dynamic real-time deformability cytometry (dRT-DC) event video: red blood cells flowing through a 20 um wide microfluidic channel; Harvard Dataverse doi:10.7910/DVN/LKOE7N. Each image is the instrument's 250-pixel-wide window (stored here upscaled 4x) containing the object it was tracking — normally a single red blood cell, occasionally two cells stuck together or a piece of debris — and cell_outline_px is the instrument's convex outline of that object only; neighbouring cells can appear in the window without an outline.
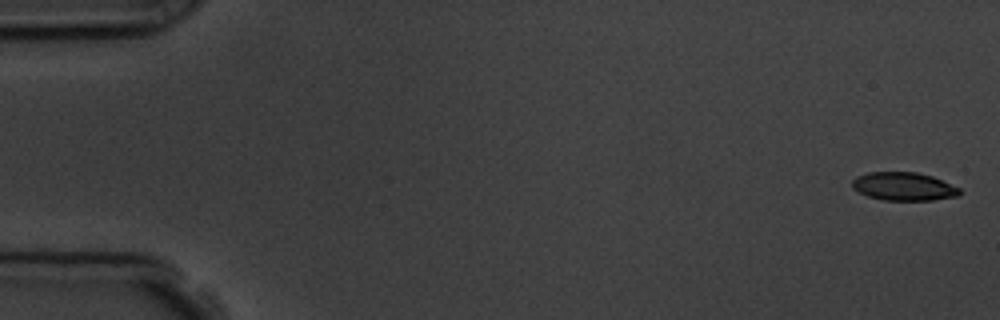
{"species": "common noctule bat (a hibernating species)", "species_latin": "Nyctalus noctula", "temperature_condition": "room temperature", "stored_images_in_passage": 5, "camera_frame_rate_fps": 3000, "um_per_image_px": 0.085, "animal": {"sex": "male", "body_mass_g": 19.5, "forearm_length_mm": 54.6}, "frame": {"image": 1, "passage_image": 1, "time_ms": 0.0, "image_size_px": [1000, 320], "cell_outline_px": [[960, 196], [932, 200], [884, 200], [868, 196], [852, 188], [852, 180], [856, 176], [868, 172], [916, 172], [932, 176], [960, 188]], "centroid_in_image_um": [76.81, 15.84], "position_along_channel_um": 8.2, "area_um2": 17.69}}
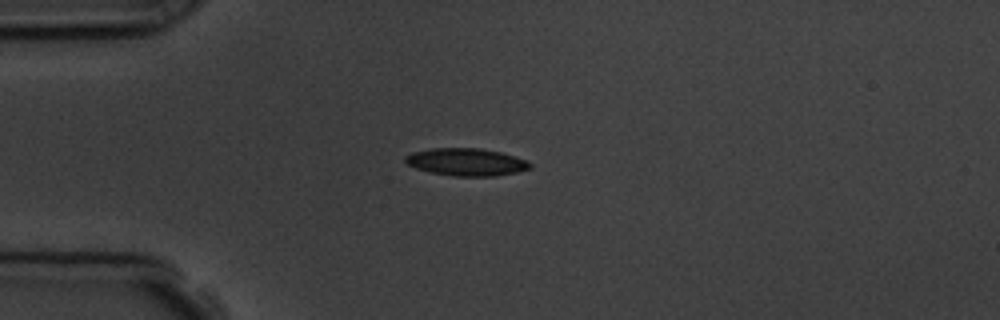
{"frame": {"image": 2, "passage_image": 5, "time_ms": 4.333, "image_size_px": [1000, 320], "cell_outline_px": [[532, 168], [516, 172], [496, 176], [452, 176], [432, 172], [416, 168], [408, 164], [404, 160], [404, 156], [412, 152], [428, 148], [480, 148], [500, 152], [516, 156], [532, 164]], "centroid_in_image_um": [39.63, 13.76], "position_along_channel_um": 45.4, "area_um2": 20.0}}